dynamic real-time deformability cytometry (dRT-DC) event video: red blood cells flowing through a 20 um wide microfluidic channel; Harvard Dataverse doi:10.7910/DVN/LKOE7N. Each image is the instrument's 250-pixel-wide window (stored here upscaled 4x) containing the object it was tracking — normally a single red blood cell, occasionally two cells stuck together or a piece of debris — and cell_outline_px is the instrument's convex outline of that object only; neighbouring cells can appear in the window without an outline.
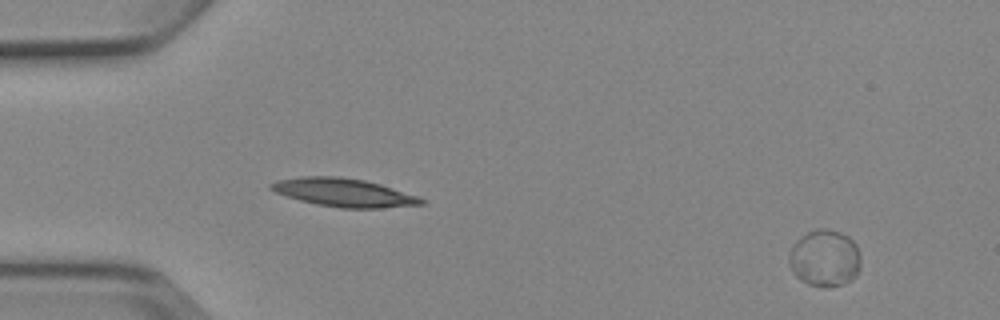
{"species": "Egyptian fruit bat (a non-hibernating species)", "species_latin": "Rousettus aegyptiacus", "temperature_condition": "cold", "stored_images_in_passage": 7, "camera_frame_rate_fps": 3000, "um_per_image_px": 0.085, "animal": {"sex": "female"}, "frame": {"image": 1, "passage_image": 1, "time_ms": 0.0, "image_size_px": [1000, 320], "cell_outline_px": [[860, 264], [856, 276], [852, 280], [840, 284], [820, 288], [808, 284], [796, 276], [792, 272], [788, 260], [788, 256], [792, 244], [796, 240], [808, 232], [816, 228], [828, 228], [840, 232], [848, 236], [856, 244], [860, 256]], "centroid_in_image_um": [70.08, 21.93], "position_along_channel_um": 14.9, "area_um2": 23.99}}
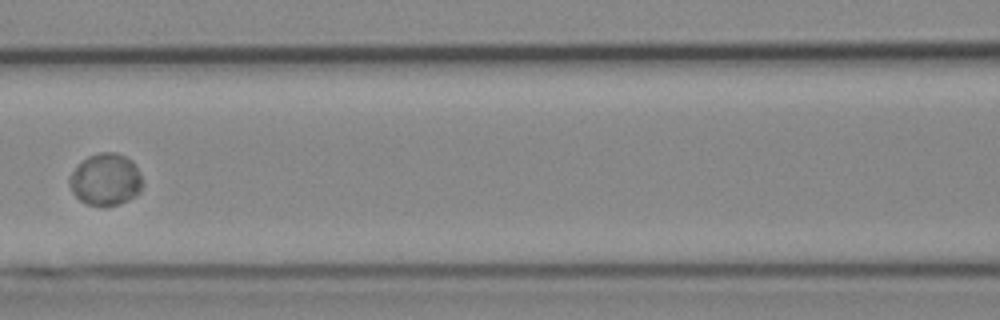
{"frame": {"image": 2, "passage_image": 7, "time_ms": 7.0, "image_size_px": [1000, 320], "cell_outline_px": [[140, 192], [136, 196], [128, 200], [116, 204], [100, 208], [88, 204], [80, 200], [72, 192], [68, 184], [68, 176], [88, 156], [100, 152], [116, 152], [132, 160], [140, 176]], "centroid_in_image_um": [8.94, 15.28], "position_along_channel_um": 157.7, "area_um2": 22.02}}